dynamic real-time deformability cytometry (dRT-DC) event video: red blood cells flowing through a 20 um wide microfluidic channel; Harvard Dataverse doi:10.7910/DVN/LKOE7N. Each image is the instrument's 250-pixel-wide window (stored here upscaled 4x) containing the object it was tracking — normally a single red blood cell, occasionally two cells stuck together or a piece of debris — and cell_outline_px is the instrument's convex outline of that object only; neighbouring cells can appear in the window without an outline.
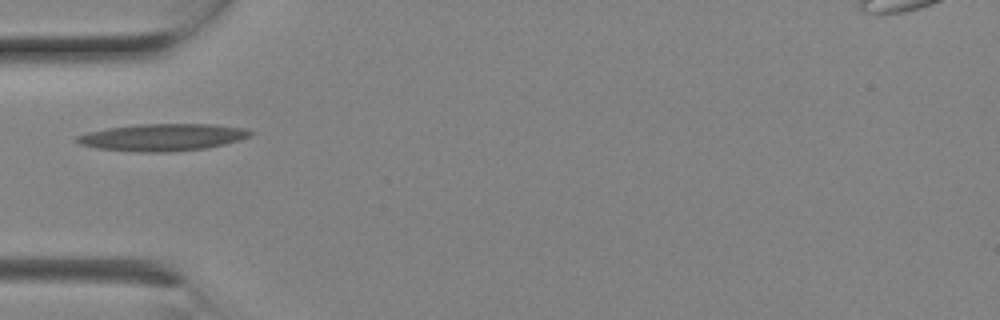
{"species": "Egyptian fruit bat (a non-hibernating species)", "species_latin": "Rousettus aegyptiacus", "temperature_condition": "room temperature", "stored_images_in_passage": 3, "camera_frame_rate_fps": 3000, "um_per_image_px": 0.085, "animal": {"sex": "female"}, "frame": {"image": 1, "passage_image": 1, "time_ms": 0.0, "image_size_px": [1000, 320], "cell_outline_px": [[256, 132], [240, 140], [224, 144], [204, 148], [168, 152], [136, 152], [96, 148], [80, 144], [72, 140], [76, 136], [88, 132], [108, 128], [140, 124], [212, 124], [244, 128]], "centroid_in_image_um": [13.79, 11.67], "position_along_channel_um": 71.2, "area_um2": 27.4}}
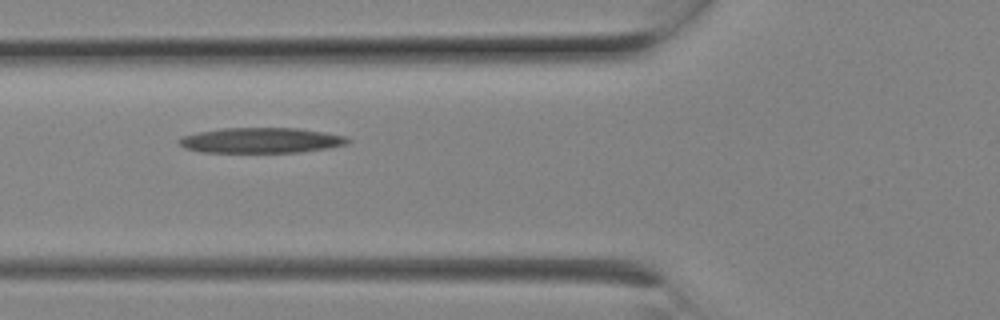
{"frame": {"image": 2, "passage_image": 2, "time_ms": 0.333, "image_size_px": [1000, 320], "cell_outline_px": [[352, 140], [348, 144], [328, 148], [300, 152], [200, 152], [184, 148], [176, 140], [184, 136], [196, 132], [224, 128], [296, 128], [324, 132], [344, 136]], "centroid_in_image_um": [22.18, 11.93], "position_along_channel_um": 103.6, "area_um2": 24.91}}
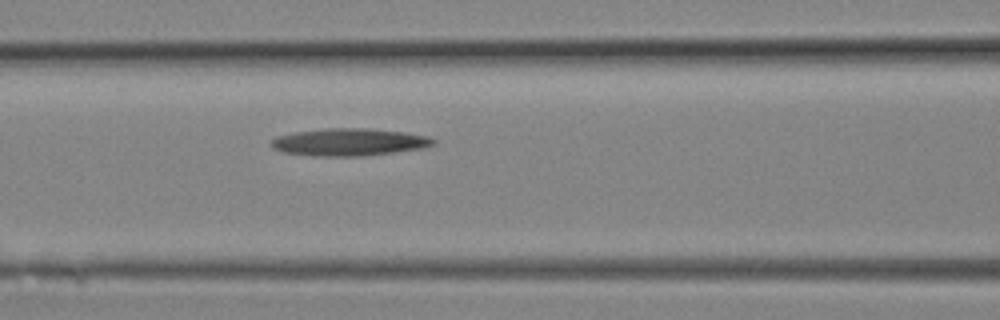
{"frame": {"image": 3, "passage_image": 3, "time_ms": 0.667, "image_size_px": [1000, 320], "cell_outline_px": [[436, 144], [424, 148], [364, 156], [312, 156], [284, 152], [272, 148], [272, 140], [276, 136], [296, 132], [328, 128], [364, 128], [404, 132], [428, 136], [436, 140]], "centroid_in_image_um": [29.71, 12.08], "position_along_channel_um": 136.9, "area_um2": 25.84}}